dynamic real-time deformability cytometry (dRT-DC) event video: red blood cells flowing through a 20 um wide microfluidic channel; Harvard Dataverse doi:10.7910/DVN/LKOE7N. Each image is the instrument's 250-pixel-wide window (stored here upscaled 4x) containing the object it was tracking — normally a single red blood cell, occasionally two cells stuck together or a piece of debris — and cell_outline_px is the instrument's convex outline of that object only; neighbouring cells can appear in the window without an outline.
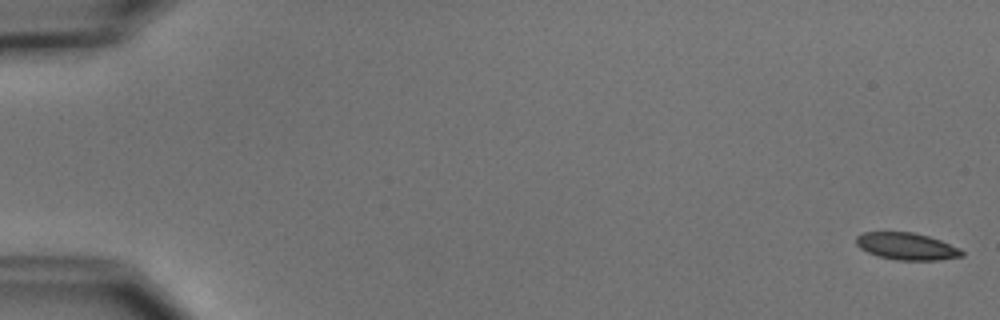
{"species": "common noctule bat (a hibernating species)", "species_latin": "Nyctalus noctula", "temperature_condition": "cold", "stored_images_in_passage": 20, "camera_frame_rate_fps": 3000, "um_per_image_px": 0.085, "animal": {"sex": "male", "body_mass_g": 15.6}, "frame": {"image": 1, "passage_image": 1, "time_ms": 0.0, "image_size_px": [1000, 320], "cell_outline_px": [[964, 256], [936, 260], [896, 260], [880, 256], [868, 252], [860, 248], [856, 244], [856, 236], [864, 232], [912, 232], [928, 236], [940, 240], [960, 248], [964, 252]], "centroid_in_image_um": [77.07, 20.93], "position_along_channel_um": 7.9, "area_um2": 16.59}}
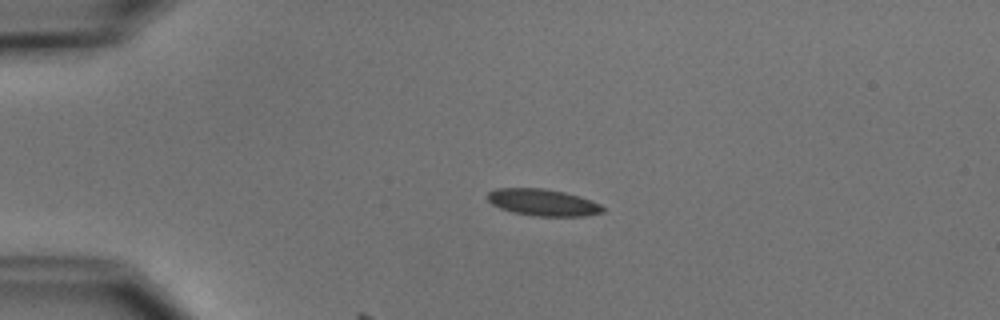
{"frame": {"image": 2, "passage_image": 13, "time_ms": 4.0, "image_size_px": [1000, 320], "cell_outline_px": [[604, 212], [584, 216], [536, 216], [512, 212], [500, 208], [492, 204], [488, 200], [488, 192], [496, 188], [544, 188], [564, 192], [600, 204], [604, 208]], "centroid_in_image_um": [46.11, 17.21], "position_along_channel_um": 38.9, "area_um2": 17.8}}